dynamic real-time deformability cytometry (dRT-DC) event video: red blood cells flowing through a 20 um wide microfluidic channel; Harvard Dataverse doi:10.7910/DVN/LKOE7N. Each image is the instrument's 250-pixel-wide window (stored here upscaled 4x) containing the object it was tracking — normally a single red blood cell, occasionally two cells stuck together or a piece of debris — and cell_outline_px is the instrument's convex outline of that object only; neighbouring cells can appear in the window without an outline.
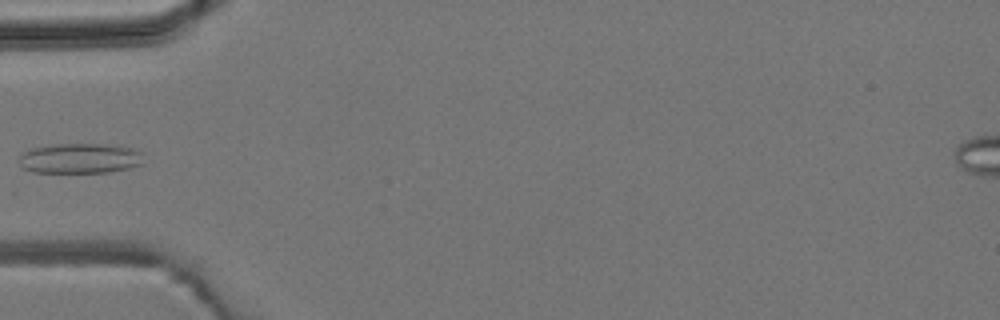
{"species": "common noctule bat (a hibernating species)", "species_latin": "Nyctalus noctula", "temperature_condition": "room temperature", "stored_images_in_passage": 4, "camera_frame_rate_fps": 3000, "um_per_image_px": 0.085, "animal": {"sex": "male", "body_mass_g": 19.2, "forearm_length_mm": 51.8}, "frame": {"image": 1, "passage_image": 4, "time_ms": 4.333, "image_size_px": [1000, 320], "cell_outline_px": [[144, 164], [128, 168], [108, 172], [32, 172], [24, 168], [20, 164], [20, 156], [28, 148], [52, 144], [104, 144], [132, 148], [144, 152]], "centroid_in_image_um": [6.83, 13.45], "position_along_channel_um": 78.2, "area_um2": 22.08}}